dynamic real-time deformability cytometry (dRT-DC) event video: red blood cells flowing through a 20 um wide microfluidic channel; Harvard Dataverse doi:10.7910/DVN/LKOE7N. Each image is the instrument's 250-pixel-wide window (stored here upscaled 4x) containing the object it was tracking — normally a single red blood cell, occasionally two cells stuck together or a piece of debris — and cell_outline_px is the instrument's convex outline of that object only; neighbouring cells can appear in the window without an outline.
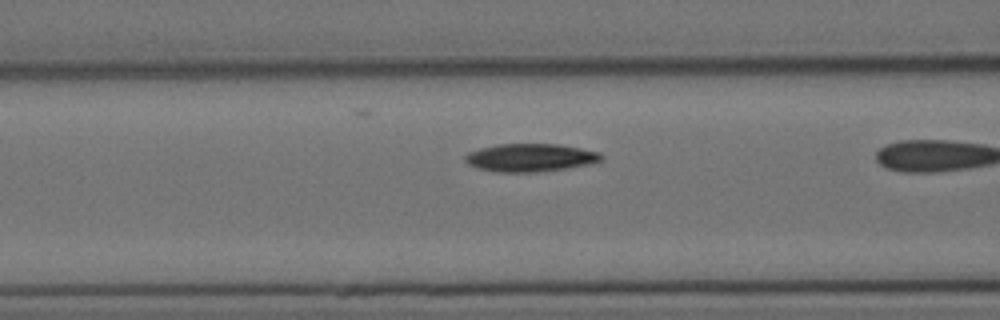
{"species": "Egyptian fruit bat (a non-hibernating species)", "species_latin": "Rousettus aegyptiacus", "temperature_condition": "cold", "stored_images_in_passage": 17, "camera_frame_rate_fps": 3000, "um_per_image_px": 0.085, "animal": {"sex": "female"}, "frame": {"image": 1, "passage_image": 6, "time_ms": 1.667, "image_size_px": [1000, 320], "cell_outline_px": [[604, 160], [588, 164], [568, 168], [536, 172], [496, 172], [476, 168], [468, 164], [464, 160], [464, 156], [468, 152], [480, 148], [496, 144], [556, 144], [580, 148], [600, 152], [604, 156]], "centroid_in_image_um": [45.06, 13.4], "position_along_channel_um": 121.5, "area_um2": 22.37}}
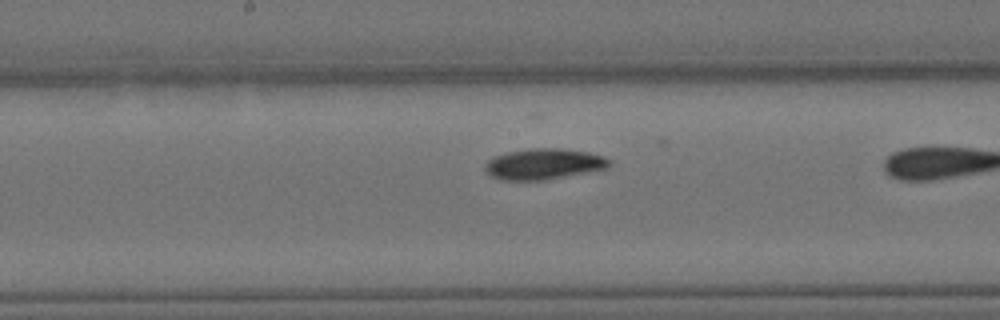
{"frame": {"image": 2, "passage_image": 13, "time_ms": 4.0, "image_size_px": [1000, 320], "cell_outline_px": [[612, 164], [608, 168], [548, 180], [500, 180], [492, 176], [484, 168], [484, 164], [492, 156], [508, 152], [528, 148], [560, 148], [588, 152], [604, 156], [612, 160]], "centroid_in_image_um": [46.24, 13.94], "position_along_channel_um": 202.0, "area_um2": 22.66}}